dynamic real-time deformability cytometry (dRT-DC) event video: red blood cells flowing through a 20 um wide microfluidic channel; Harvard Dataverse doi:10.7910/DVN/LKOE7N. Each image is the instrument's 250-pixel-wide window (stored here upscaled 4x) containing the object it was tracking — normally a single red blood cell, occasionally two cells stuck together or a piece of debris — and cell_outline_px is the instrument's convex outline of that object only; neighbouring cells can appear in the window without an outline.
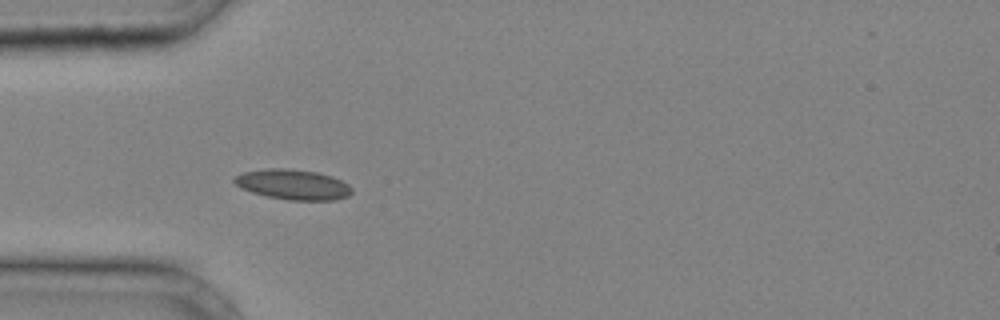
{"species": "common noctule bat (a hibernating species)", "species_latin": "Nyctalus noctula", "temperature_condition": "cold", "stored_images_in_passage": 22, "camera_frame_rate_fps": 3000, "um_per_image_px": 0.085, "animal": {"sex": "male", "body_mass_g": 20.4}, "frame": {"image": 1, "passage_image": 4, "time_ms": 1.0, "image_size_px": [1000, 320], "cell_outline_px": [[352, 192], [348, 196], [332, 200], [288, 200], [268, 196], [252, 192], [236, 184], [232, 180], [236, 176], [244, 172], [268, 168], [292, 168], [316, 172], [332, 176], [348, 184], [352, 188]], "centroid_in_image_um": [24.93, 15.67], "position_along_channel_um": 60.1, "area_um2": 20.52}}
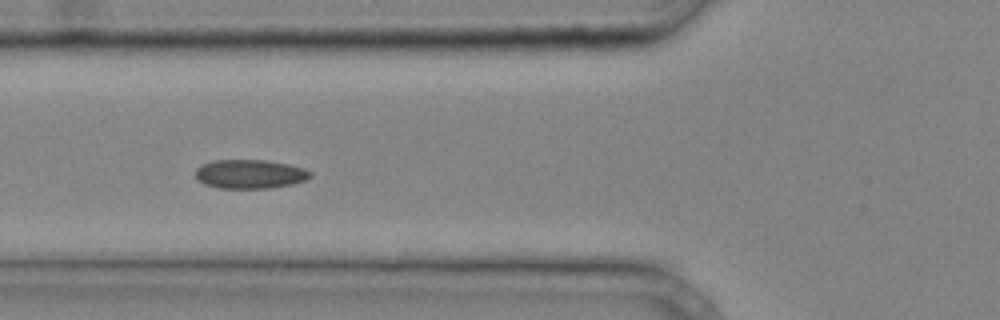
{"frame": {"image": 2, "passage_image": 7, "time_ms": 2.0, "image_size_px": [1000, 320], "cell_outline_px": [[312, 176], [304, 180], [292, 184], [268, 188], [220, 188], [204, 184], [196, 176], [196, 168], [200, 164], [212, 160], [264, 160], [288, 164], [304, 168], [312, 172]], "centroid_in_image_um": [21.23, 14.78], "position_along_channel_um": 104.6, "area_um2": 19.36}}